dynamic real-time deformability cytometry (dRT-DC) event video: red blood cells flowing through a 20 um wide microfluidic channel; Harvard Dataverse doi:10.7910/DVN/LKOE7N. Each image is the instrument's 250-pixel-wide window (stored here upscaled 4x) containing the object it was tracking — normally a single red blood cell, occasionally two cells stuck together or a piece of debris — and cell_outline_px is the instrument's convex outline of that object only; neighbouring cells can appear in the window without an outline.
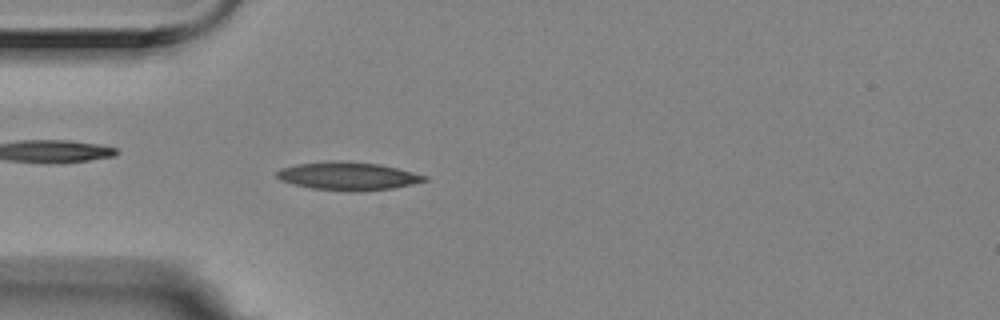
{"species": "Egyptian fruit bat (a non-hibernating species)", "species_latin": "Rousettus aegyptiacus", "temperature_condition": "room temperature", "stored_images_in_passage": 5, "camera_frame_rate_fps": 3000, "um_per_image_px": 0.085, "animal": {"sex": "female"}, "frame": {"image": 1, "passage_image": 5, "time_ms": 1.333, "image_size_px": [1000, 320], "cell_outline_px": [[428, 180], [412, 184], [392, 188], [360, 192], [348, 192], [312, 188], [292, 184], [280, 180], [276, 176], [276, 172], [280, 168], [296, 164], [328, 160], [344, 160], [380, 164], [428, 176]], "centroid_in_image_um": [29.54, 14.96], "position_along_channel_um": 55.5, "area_um2": 24.57}}